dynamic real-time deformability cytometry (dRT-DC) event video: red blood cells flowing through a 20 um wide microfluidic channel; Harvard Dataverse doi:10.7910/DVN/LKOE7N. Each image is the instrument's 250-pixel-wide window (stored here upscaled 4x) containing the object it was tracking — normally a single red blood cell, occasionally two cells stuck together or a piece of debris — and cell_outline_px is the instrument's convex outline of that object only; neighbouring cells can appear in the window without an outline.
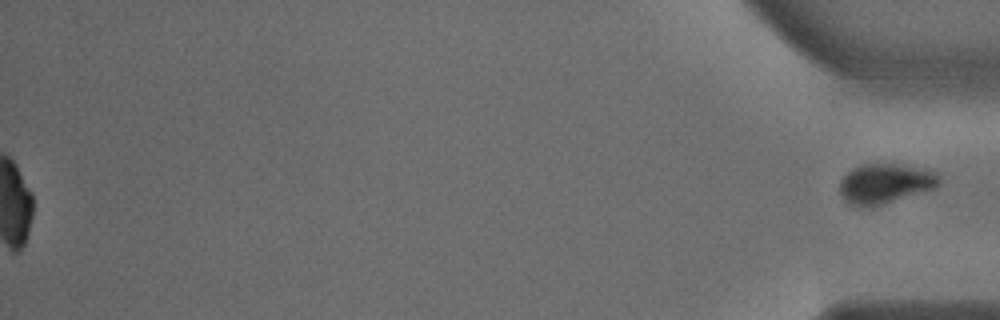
{"species": "common noctule bat (a hibernating species)", "species_latin": "Nyctalus noctula", "temperature_condition": "warm", "stored_images_in_passage": 51, "segment_of_instrument_passage": [2, 2], "camera_frame_rate_fps": 3000, "um_per_image_px": 0.085, "animal": {"sex": "male", "body_mass_g": 18.8}, "frame": {"image": 1, "passage_image": 51, "time_ms": 16.667, "image_size_px": [1000, 320], "cell_outline_px": [[940, 184], [932, 188], [880, 204], [860, 208], [856, 208], [848, 204], [844, 200], [840, 192], [840, 180], [852, 168], [864, 164], [896, 164], [924, 168], [940, 172]], "centroid_in_image_um": [75.21, 15.59], "position_along_channel_um": 360.0, "area_um2": 22.95}}